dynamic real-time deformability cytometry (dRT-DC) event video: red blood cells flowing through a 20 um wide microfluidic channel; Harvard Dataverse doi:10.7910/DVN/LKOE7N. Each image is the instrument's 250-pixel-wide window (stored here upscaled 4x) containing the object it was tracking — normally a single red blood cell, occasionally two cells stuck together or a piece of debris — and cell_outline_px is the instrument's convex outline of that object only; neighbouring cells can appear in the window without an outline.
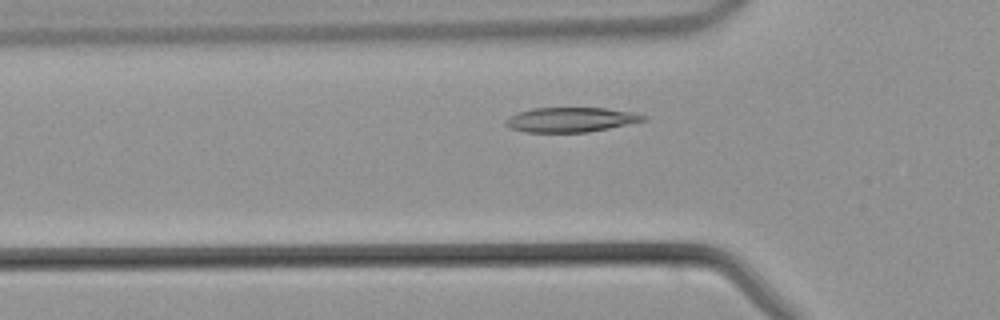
{"species": "common noctule bat (a hibernating species)", "species_latin": "Nyctalus noctula", "temperature_condition": "warm", "stored_images_in_passage": 36, "camera_frame_rate_fps": 3000, "um_per_image_px": 0.085, "animal": {"sex": "male", "body_mass_g": 21.5, "forearm_length_mm": 52.0}, "frame": {"image": 1, "passage_image": 8, "time_ms": 2.333, "image_size_px": [1000, 320], "cell_outline_px": [[648, 120], [588, 132], [524, 132], [508, 128], [504, 124], [504, 120], [508, 116], [532, 108], [604, 108], [636, 112], [648, 116]], "centroid_in_image_um": [48.52, 10.17], "position_along_channel_um": 77.3, "area_um2": 20.0}}
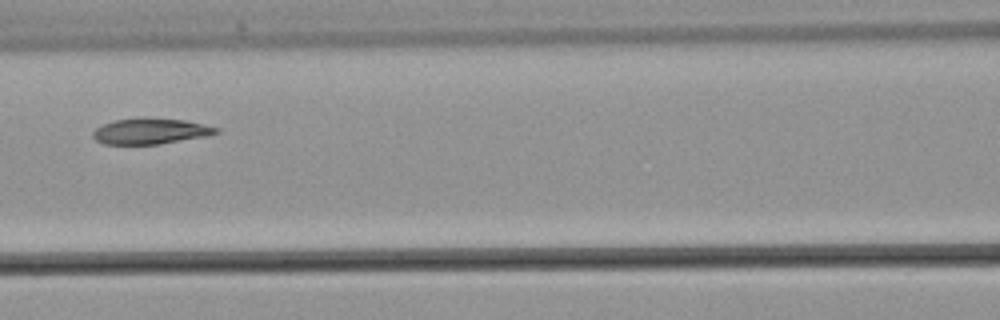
{"frame": {"image": 2, "passage_image": 13, "time_ms": 4.0, "image_size_px": [1000, 320], "cell_outline_px": [[220, 132], [204, 136], [160, 144], [104, 144], [96, 140], [92, 136], [92, 132], [96, 128], [112, 120], [184, 120], [220, 128]], "centroid_in_image_um": [12.77, 11.19], "position_along_channel_um": 153.8, "area_um2": 17.69}}
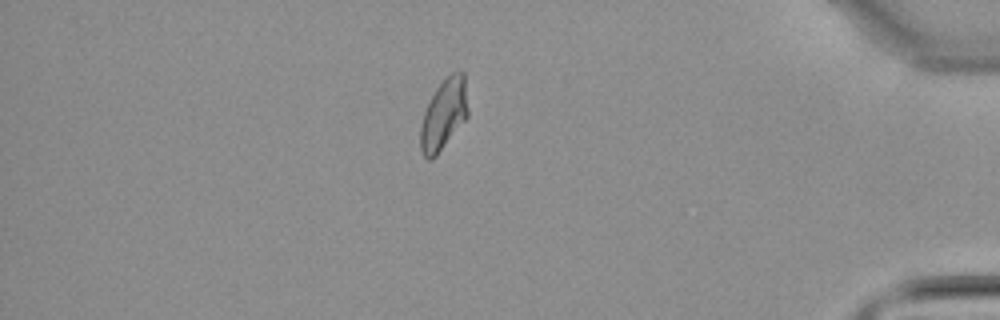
{"frame": {"image": 3, "passage_image": 32, "time_ms": 10.333, "image_size_px": [1000, 320], "cell_outline_px": [[468, 116], [436, 156], [432, 160], [428, 160], [424, 156], [420, 148], [420, 124], [424, 112], [436, 88], [456, 68], [460, 68], [464, 72], [468, 108]], "centroid_in_image_um": [37.73, 9.7], "position_along_channel_um": 397.5, "area_um2": 19.65}}